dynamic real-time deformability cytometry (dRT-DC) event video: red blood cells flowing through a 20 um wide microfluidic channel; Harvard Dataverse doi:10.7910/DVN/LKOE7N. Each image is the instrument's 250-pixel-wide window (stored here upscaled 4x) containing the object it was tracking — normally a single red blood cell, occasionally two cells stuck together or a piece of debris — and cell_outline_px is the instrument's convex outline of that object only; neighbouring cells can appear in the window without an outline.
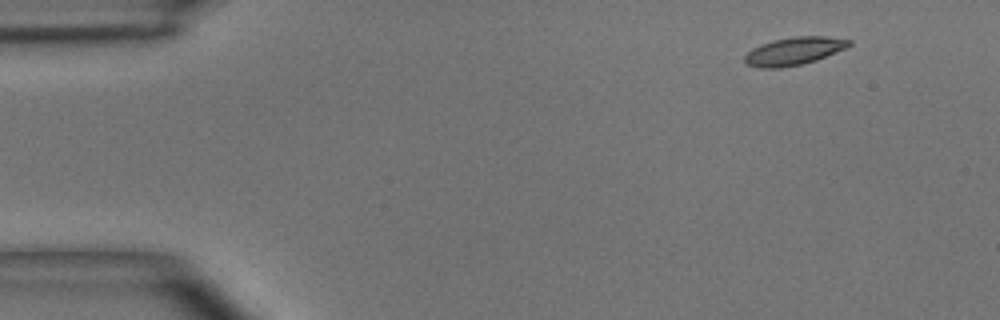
{"species": "common noctule bat (a hibernating species)", "species_latin": "Nyctalus noctula", "temperature_condition": "room temperature", "stored_images_in_passage": 4, "camera_frame_rate_fps": 3000, "um_per_image_px": 0.085, "animal": {"sex": "male", "body_mass_g": 15.6}, "frame": {"image": 1, "passage_image": 1, "time_ms": 0.0, "image_size_px": [1000, 320], "cell_outline_px": [[852, 44], [844, 48], [816, 60], [800, 64], [780, 68], [760, 68], [744, 64], [744, 56], [752, 48], [760, 44], [772, 40], [796, 36], [828, 36], [852, 40]], "centroid_in_image_um": [67.44, 4.34], "position_along_channel_um": 17.6, "area_um2": 16.94}}
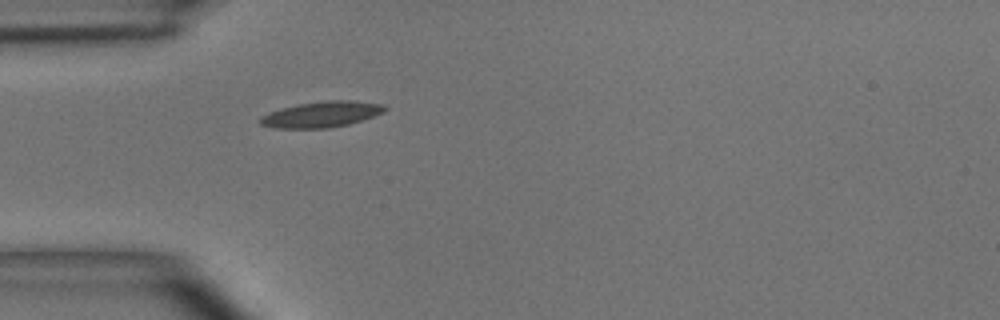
{"frame": {"image": 2, "passage_image": 4, "time_ms": 3.333, "image_size_px": [1000, 320], "cell_outline_px": [[388, 108], [384, 112], [348, 124], [328, 128], [276, 128], [260, 124], [260, 116], [280, 108], [300, 104], [328, 100], [352, 100], [384, 104]], "centroid_in_image_um": [27.34, 9.71], "position_along_channel_um": 57.7, "area_um2": 18.61}}